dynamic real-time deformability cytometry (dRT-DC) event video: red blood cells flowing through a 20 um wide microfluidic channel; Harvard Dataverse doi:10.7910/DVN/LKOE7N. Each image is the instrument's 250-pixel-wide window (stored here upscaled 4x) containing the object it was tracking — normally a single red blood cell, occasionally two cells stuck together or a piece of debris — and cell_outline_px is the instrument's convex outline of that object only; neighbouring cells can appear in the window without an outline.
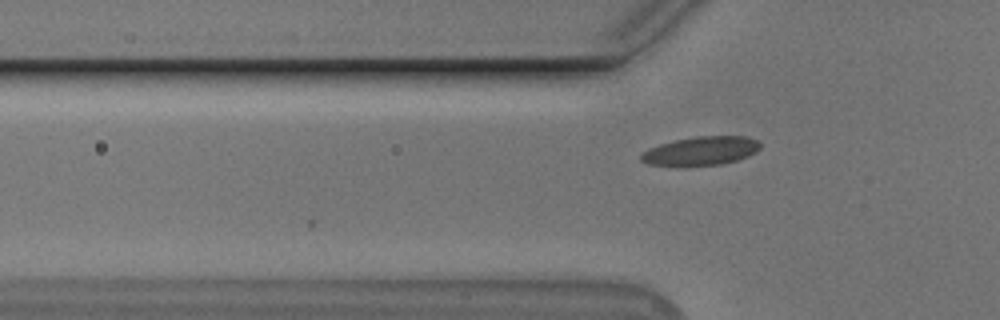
{"species": "Egyptian fruit bat (a non-hibernating species)", "species_latin": "Rousettus aegyptiacus", "temperature_condition": "cold", "stored_images_in_passage": 5, "camera_frame_rate_fps": 3000, "um_per_image_px": 0.085, "animal": {"sex": "male"}, "frame": {"image": 1, "passage_image": 5, "time_ms": 1.333, "image_size_px": [1000, 320], "cell_outline_px": [[760, 148], [756, 152], [748, 156], [736, 160], [720, 164], [688, 168], [676, 168], [648, 164], [640, 160], [640, 152], [648, 148], [660, 144], [676, 140], [696, 136], [748, 136], [756, 140], [760, 144]], "centroid_in_image_um": [59.5, 12.87], "position_along_channel_um": 66.3, "area_um2": 20.69}}